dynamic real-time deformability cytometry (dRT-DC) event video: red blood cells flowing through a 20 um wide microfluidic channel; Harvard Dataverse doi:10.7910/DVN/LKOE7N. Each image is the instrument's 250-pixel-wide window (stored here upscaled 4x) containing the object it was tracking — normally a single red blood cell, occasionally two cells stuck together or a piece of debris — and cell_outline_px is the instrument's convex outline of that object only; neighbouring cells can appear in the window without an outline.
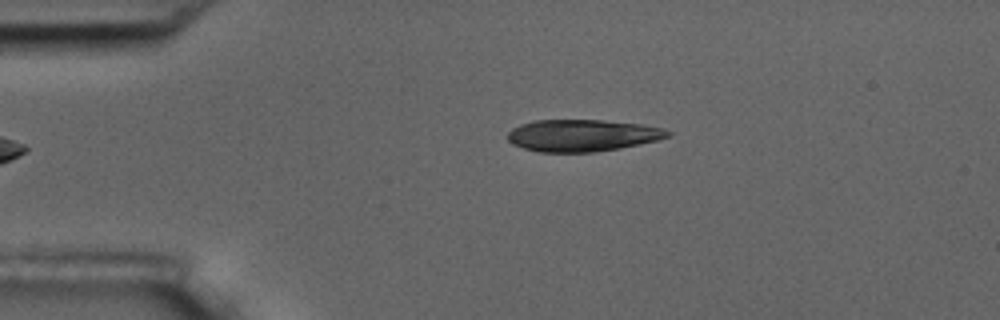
{"species": "common noctule bat (a hibernating species)", "species_latin": "Nyctalus noctula", "temperature_condition": "room temperature", "stored_images_in_passage": 2, "camera_frame_rate_fps": 3000, "um_per_image_px": 0.085, "animal": {"sex": "male", "body_mass_g": 17.5, "forearm_length_mm": 52.3}, "frame": {"image": 1, "passage_image": 1, "time_ms": 0.0, "image_size_px": [1000, 320], "cell_outline_px": [[672, 132], [668, 136], [656, 140], [640, 144], [620, 148], [596, 152], [540, 152], [524, 148], [512, 144], [508, 140], [508, 132], [512, 128], [520, 124], [536, 120], [604, 120], [644, 124], [664, 128]], "centroid_in_image_um": [49.51, 11.5], "position_along_channel_um": 35.5, "area_um2": 29.88}}